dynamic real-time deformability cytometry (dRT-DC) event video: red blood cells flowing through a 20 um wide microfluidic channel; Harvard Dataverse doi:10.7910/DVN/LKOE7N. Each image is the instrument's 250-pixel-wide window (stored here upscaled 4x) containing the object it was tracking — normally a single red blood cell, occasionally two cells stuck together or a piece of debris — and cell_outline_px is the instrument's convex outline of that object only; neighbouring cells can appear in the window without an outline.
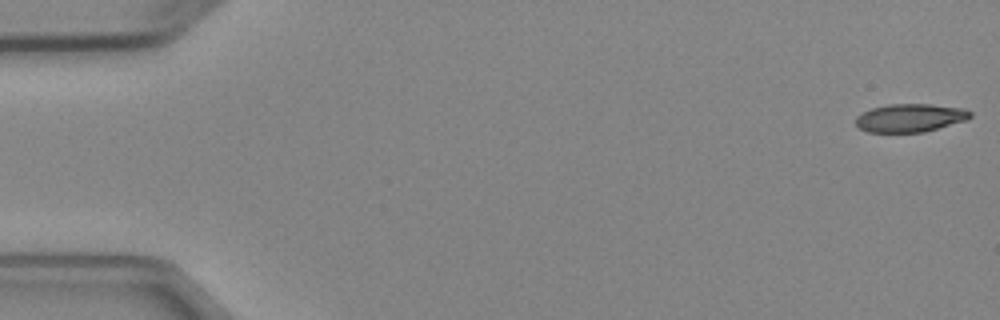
{"species": "Egyptian fruit bat (a non-hibernating species)", "species_latin": "Rousettus aegyptiacus", "temperature_condition": "cold", "stored_images_in_passage": 9, "camera_frame_rate_fps": 3000, "um_per_image_px": 0.085, "animal": {"sex": "female"}, "frame": {"image": 1, "passage_image": 1, "time_ms": 0.0, "image_size_px": [1000, 320], "cell_outline_px": [[972, 116], [968, 120], [924, 132], [868, 132], [860, 128], [856, 124], [856, 116], [872, 108], [888, 104], [928, 104], [964, 108], [972, 112]], "centroid_in_image_um": [77.4, 10.02], "position_along_channel_um": 7.6, "area_um2": 18.84}}
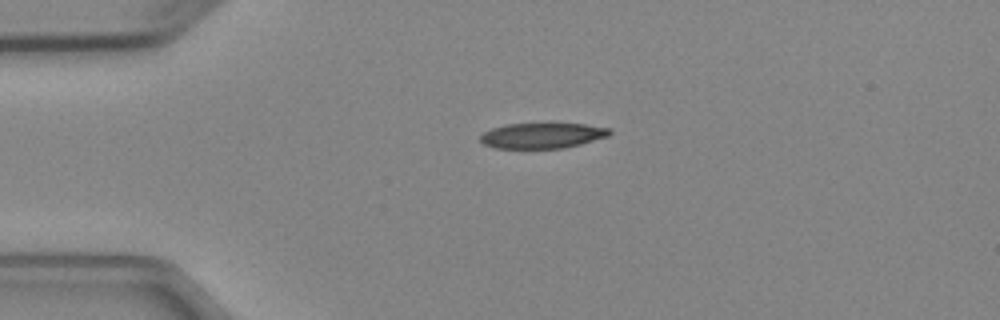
{"frame": {"image": 2, "passage_image": 4, "time_ms": 3.667, "image_size_px": [1000, 320], "cell_outline_px": [[612, 132], [608, 136], [580, 144], [564, 148], [496, 148], [484, 144], [480, 140], [480, 136], [484, 132], [492, 128], [504, 124], [584, 124], [612, 128]], "centroid_in_image_um": [46.11, 11.52], "position_along_channel_um": 38.9, "area_um2": 19.07}}